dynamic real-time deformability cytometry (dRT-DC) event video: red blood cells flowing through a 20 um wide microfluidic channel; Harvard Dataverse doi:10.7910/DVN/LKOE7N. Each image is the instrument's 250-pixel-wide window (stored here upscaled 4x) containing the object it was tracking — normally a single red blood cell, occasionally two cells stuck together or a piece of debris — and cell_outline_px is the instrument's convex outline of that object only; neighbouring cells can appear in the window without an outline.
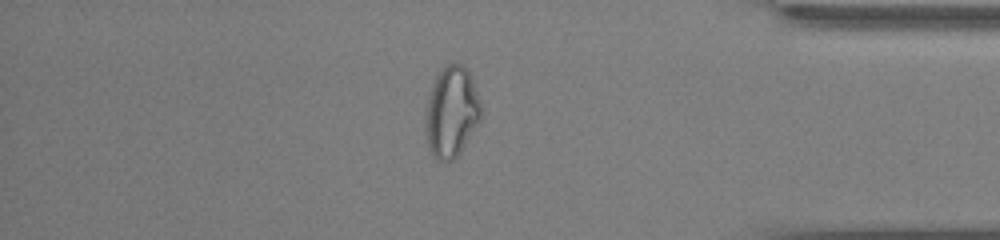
{"species": "common noctule bat (a hibernating species)", "species_latin": "Nyctalus noctula", "temperature_condition": "cold", "stored_images_in_passage": 58, "camera_frame_rate_fps": 3000, "um_per_image_px": 0.085, "animal": {"sex": "male", "body_mass_g": 13.0, "forearm_length_mm": 53.1}, "frame": {"image": 1, "passage_image": 50, "time_ms": 16.333, "image_size_px": [1000, 240], "cell_outline_px": [[484, 112], [480, 120], [460, 152], [452, 160], [436, 160], [428, 148], [424, 128], [424, 112], [428, 92], [440, 68], [444, 64], [456, 60], [468, 68], [472, 76]], "centroid_in_image_um": [38.36, 9.43], "position_along_channel_um": 396.8, "area_um2": 30.46}, "authors_computed_cell_mechanics": {"area_um2": 28.4376, "velocity_mm_per_s": 3.5968, "shape_relaxation_time_tau1_ms": null, "shape_relaxation_time_tau2_ms": 1.8268, "deformation_change_tau1": null, "deformation_change_tau2": 0.0875}}